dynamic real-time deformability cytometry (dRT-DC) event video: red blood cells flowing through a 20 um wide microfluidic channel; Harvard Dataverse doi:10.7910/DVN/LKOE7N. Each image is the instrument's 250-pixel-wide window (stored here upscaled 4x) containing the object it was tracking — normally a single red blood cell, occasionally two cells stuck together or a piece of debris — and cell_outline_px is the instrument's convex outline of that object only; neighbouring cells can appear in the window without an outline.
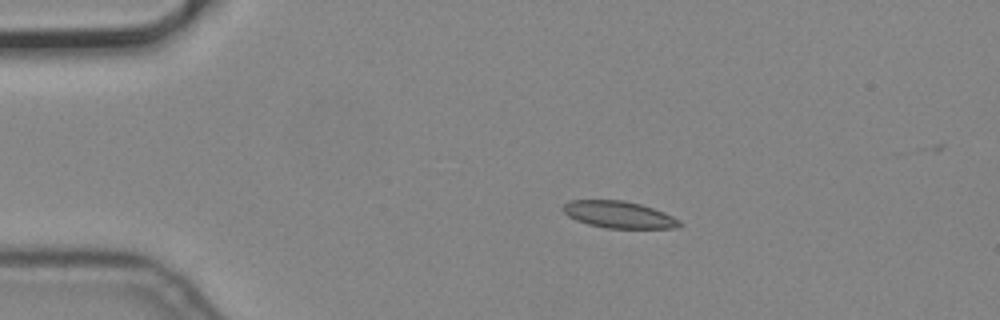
{"species": "common noctule bat (a hibernating species)", "species_latin": "Nyctalus noctula", "temperature_condition": "cold", "stored_images_in_passage": 6, "camera_frame_rate_fps": 3000, "um_per_image_px": 0.085, "animal": {"sex": "male", "body_mass_g": 19.2, "forearm_length_mm": 51.8}, "frame": {"image": 1, "passage_image": 1, "time_ms": 0.0, "image_size_px": [1000, 320], "cell_outline_px": [[684, 224], [680, 228], [608, 228], [588, 224], [576, 220], [568, 216], [564, 212], [564, 204], [572, 200], [624, 200], [640, 204], [664, 212], [680, 220]], "centroid_in_image_um": [52.65, 18.25], "position_along_channel_um": 32.3, "area_um2": 18.21}}
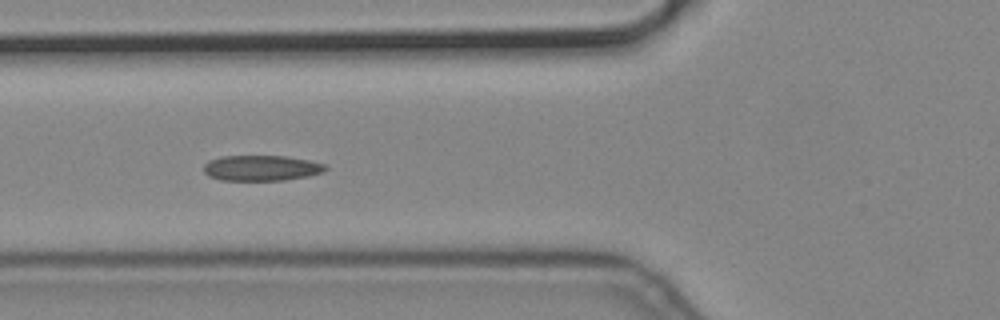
{"frame": {"image": 2, "passage_image": 4, "time_ms": 1.0, "image_size_px": [1000, 320], "cell_outline_px": [[328, 168], [324, 172], [308, 176], [284, 180], [220, 180], [208, 176], [204, 172], [204, 164], [208, 160], [220, 156], [288, 156], [308, 160], [324, 164]], "centroid_in_image_um": [22.2, 14.28], "position_along_channel_um": 103.6, "area_um2": 18.21}}
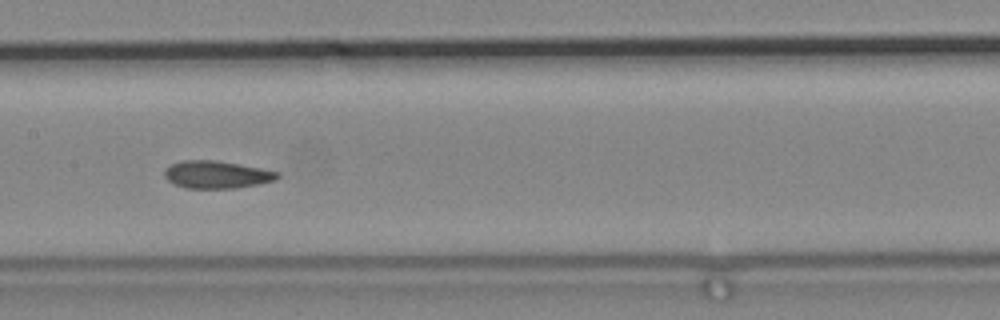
{"frame": {"image": 3, "passage_image": 6, "time_ms": 1.667, "image_size_px": [1000, 320], "cell_outline_px": [[280, 176], [276, 180], [236, 188], [184, 188], [168, 180], [164, 176], [164, 168], [180, 160], [216, 160], [260, 168], [280, 172]], "centroid_in_image_um": [18.4, 14.83], "position_along_channel_um": 189.0, "area_um2": 18.09}}